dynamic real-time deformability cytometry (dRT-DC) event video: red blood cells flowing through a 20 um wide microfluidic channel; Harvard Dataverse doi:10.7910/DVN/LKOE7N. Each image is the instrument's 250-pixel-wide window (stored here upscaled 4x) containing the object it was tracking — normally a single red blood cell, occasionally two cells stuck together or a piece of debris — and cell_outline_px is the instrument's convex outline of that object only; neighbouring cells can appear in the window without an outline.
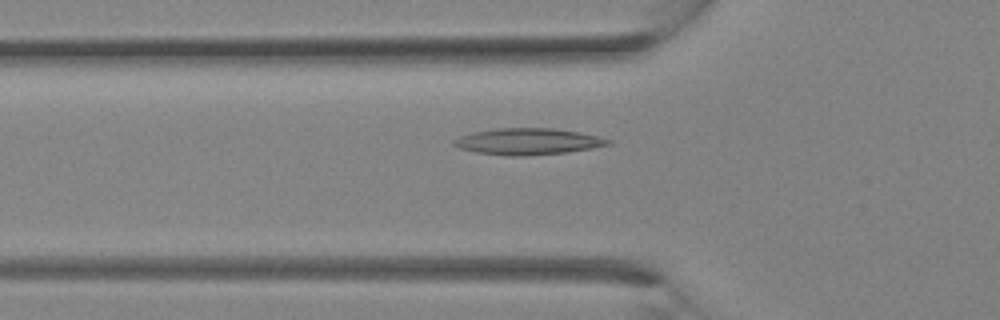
{"species": "Egyptian fruit bat (a non-hibernating species)", "species_latin": "Rousettus aegyptiacus", "temperature_condition": "room temperature", "stored_images_in_passage": 18, "camera_frame_rate_fps": 3000, "um_per_image_px": 0.085, "animal": {"sex": "female"}, "frame": {"image": 1, "passage_image": 11, "time_ms": 3.333, "image_size_px": [1000, 320], "cell_outline_px": [[612, 144], [592, 148], [568, 152], [524, 156], [504, 156], [476, 152], [460, 148], [452, 144], [452, 140], [460, 136], [472, 132], [496, 128], [552, 128], [580, 132], [612, 140]], "centroid_in_image_um": [44.86, 12.03], "position_along_channel_um": 80.9, "area_um2": 23.87}}
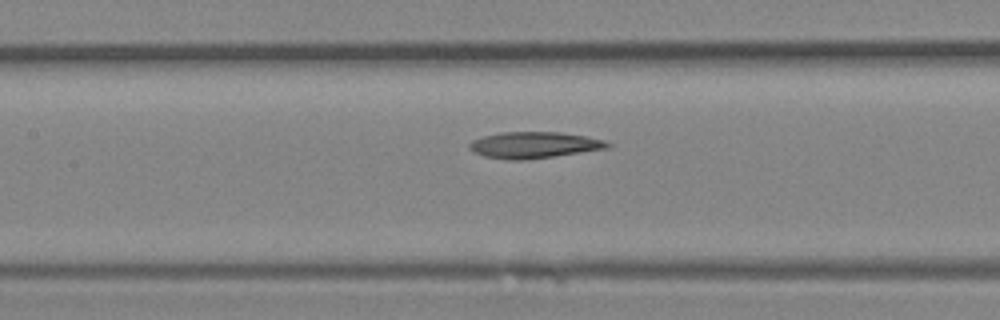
{"frame": {"image": 2, "passage_image": 15, "time_ms": 4.667, "image_size_px": [1000, 320], "cell_outline_px": [[612, 144], [608, 148], [556, 156], [524, 160], [508, 160], [484, 156], [472, 152], [468, 148], [468, 144], [472, 140], [484, 136], [504, 132], [560, 132], [584, 136], [604, 140]], "centroid_in_image_um": [45.37, 12.33], "position_along_channel_um": 162.0, "area_um2": 21.21}}
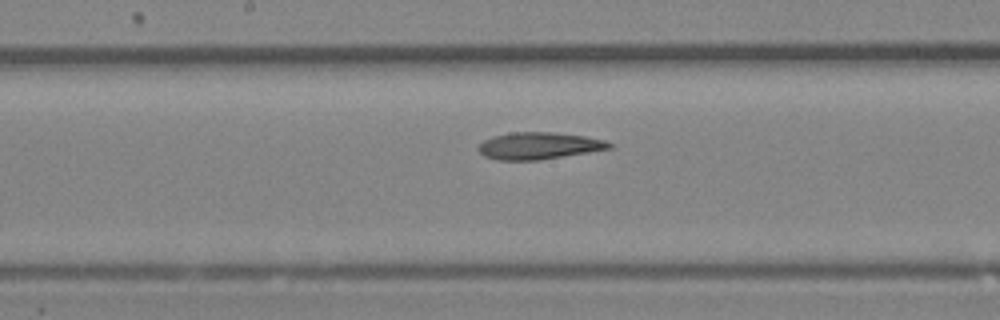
{"frame": {"image": 3, "passage_image": 17, "time_ms": 5.333, "image_size_px": [1000, 320], "cell_outline_px": [[612, 148], [540, 160], [496, 160], [484, 156], [476, 148], [484, 140], [492, 136], [512, 132], [552, 132], [584, 136], [604, 140], [612, 144]], "centroid_in_image_um": [45.76, 12.39], "position_along_channel_um": 202.4, "area_um2": 20.52}}